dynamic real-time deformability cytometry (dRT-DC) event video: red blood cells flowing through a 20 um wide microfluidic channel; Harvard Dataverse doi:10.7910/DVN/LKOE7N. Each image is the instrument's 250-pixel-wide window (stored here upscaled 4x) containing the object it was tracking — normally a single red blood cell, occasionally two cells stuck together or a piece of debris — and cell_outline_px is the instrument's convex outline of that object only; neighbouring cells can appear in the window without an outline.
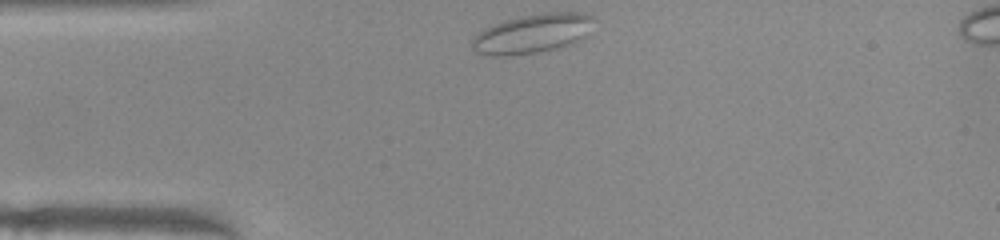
{"species": "common noctule bat (a hibernating species)", "species_latin": "Nyctalus noctula", "temperature_condition": "warm", "stored_images_in_passage": 31, "camera_frame_rate_fps": 3000, "um_per_image_px": 0.085, "animal": {"sex": "female", "body_mass_g": 22.0, "forearm_length_mm": 56.7}, "frame": {"image": 1, "passage_image": 1, "time_ms": 0.0, "image_size_px": [1000, 240], "cell_outline_px": [[596, 20], [588, 36], [584, 40], [572, 44], [556, 48], [536, 52], [504, 56], [492, 56], [476, 52], [472, 48], [472, 40], [484, 28], [492, 24], [520, 16], [544, 12], [576, 12], [596, 16]], "centroid_in_image_um": [45.34, 2.84], "position_along_channel_um": 39.7, "area_um2": 28.21}}
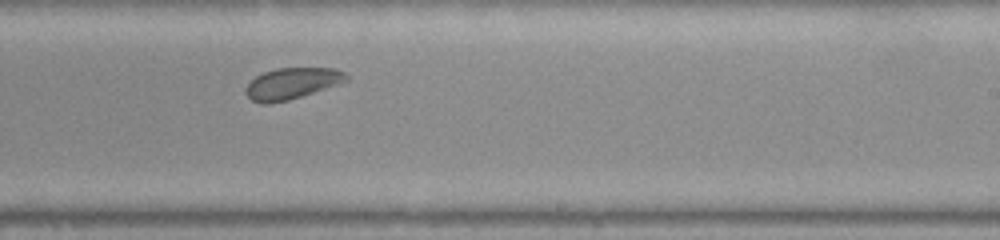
{"frame": {"image": 2, "passage_image": 20, "time_ms": 6.333, "image_size_px": [1000, 240], "cell_outline_px": [[348, 80], [288, 100], [268, 104], [260, 104], [252, 100], [244, 92], [244, 88], [256, 76], [264, 72], [276, 68], [336, 68], [344, 72], [348, 76]], "centroid_in_image_um": [24.76, 7.09], "position_along_channel_um": 264.2, "area_um2": 18.09}}
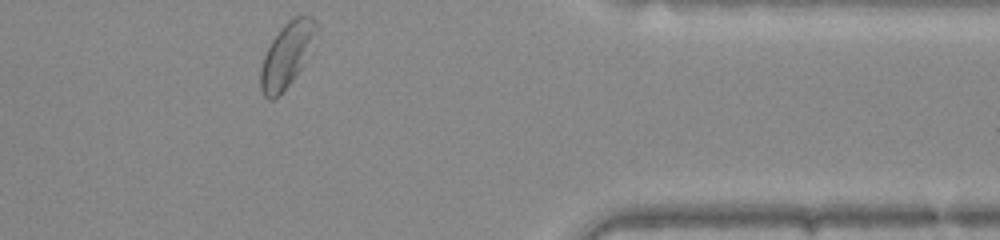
{"frame": {"image": 3, "passage_image": 31, "time_ms": 10.0, "image_size_px": [1000, 240], "cell_outline_px": [[320, 28], [300, 68], [292, 80], [272, 100], [268, 100], [264, 96], [260, 88], [260, 68], [264, 56], [272, 40], [280, 28], [292, 16], [312, 16], [316, 20]], "centroid_in_image_um": [24.38, 4.61], "position_along_channel_um": 387.0, "area_um2": 20.63}, "authors_computed_cell_mechanics": {"area_um2": 18.9006, "velocity_mm_per_s": 3.9323, "shape_relaxation_time_tau1_ms": 2.1905, "shape_relaxation_time_tau2_ms": 7.8252, "deformation_change_tau1": 0.0451, "deformation_change_tau2": 0.131}}